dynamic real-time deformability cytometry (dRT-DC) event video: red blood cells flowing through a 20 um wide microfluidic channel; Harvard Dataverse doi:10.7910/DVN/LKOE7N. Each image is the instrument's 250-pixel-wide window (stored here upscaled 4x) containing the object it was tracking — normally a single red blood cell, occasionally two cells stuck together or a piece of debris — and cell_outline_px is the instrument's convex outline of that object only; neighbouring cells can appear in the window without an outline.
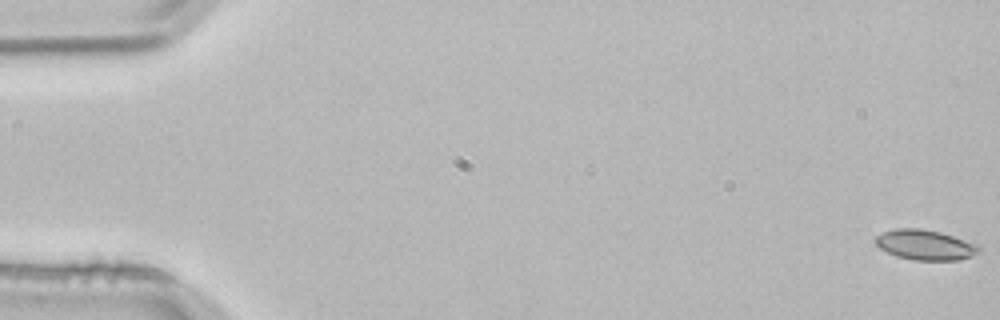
{"species": "common noctule bat (a hibernating species)", "species_latin": "Nyctalus noctula", "temperature_condition": "room temperature", "stored_images_in_passage": 5, "camera_frame_rate_fps": 3000, "um_per_image_px": 0.085, "animal": {"sex": "male", "body_mass_g": 21.5, "forearm_length_mm": 52.0}, "frame": {"image": 1, "passage_image": 1, "time_ms": 0.0, "image_size_px": [1000, 320], "cell_outline_px": [[980, 252], [972, 256], [960, 260], [912, 260], [896, 256], [880, 248], [876, 244], [876, 236], [884, 232], [896, 228], [920, 228], [940, 232], [976, 244], [980, 248]], "centroid_in_image_um": [78.64, 20.82], "position_along_channel_um": 6.4, "area_um2": 18.03}}